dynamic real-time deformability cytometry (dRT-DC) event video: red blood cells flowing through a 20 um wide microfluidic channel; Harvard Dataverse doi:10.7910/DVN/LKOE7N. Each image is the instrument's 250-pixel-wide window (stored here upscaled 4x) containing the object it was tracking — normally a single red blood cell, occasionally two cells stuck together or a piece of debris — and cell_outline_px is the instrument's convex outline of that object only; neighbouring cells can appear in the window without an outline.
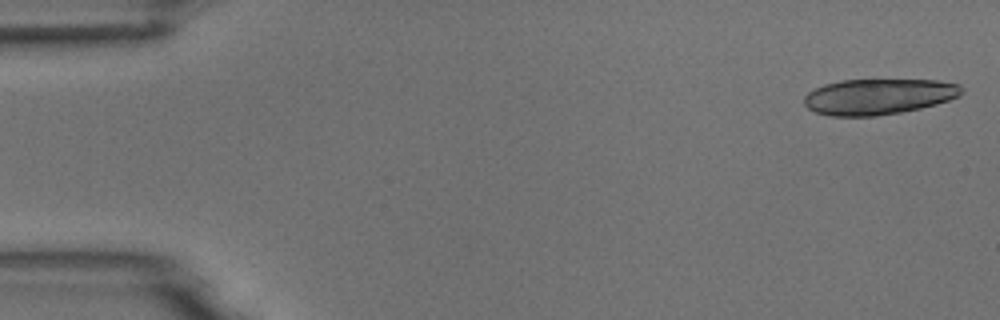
{"species": "common noctule bat (a hibernating species)", "species_latin": "Nyctalus noctula", "temperature_condition": "room temperature", "stored_images_in_passage": 20, "camera_frame_rate_fps": 3000, "um_per_image_px": 0.085, "animal": {"sex": "male", "body_mass_g": 18.8}, "frame": {"image": 1, "passage_image": 1, "time_ms": 0.0, "image_size_px": [1000, 320], "cell_outline_px": [[964, 92], [960, 96], [936, 104], [920, 108], [900, 112], [876, 116], [832, 116], [816, 112], [808, 108], [804, 104], [804, 96], [808, 92], [824, 84], [840, 80], [936, 80], [960, 84], [964, 88]], "centroid_in_image_um": [74.69, 8.2], "position_along_channel_um": 10.3, "area_um2": 32.89}}